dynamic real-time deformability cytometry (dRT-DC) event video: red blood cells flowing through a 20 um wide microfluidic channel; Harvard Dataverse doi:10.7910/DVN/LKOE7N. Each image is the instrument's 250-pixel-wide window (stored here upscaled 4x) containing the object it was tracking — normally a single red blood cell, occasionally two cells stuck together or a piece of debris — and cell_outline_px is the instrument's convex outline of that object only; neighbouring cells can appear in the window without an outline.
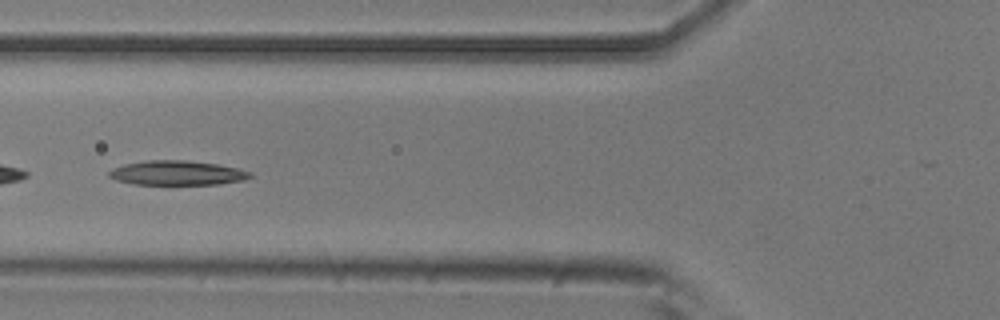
{"species": "common noctule bat (a hibernating species)", "species_latin": "Nyctalus noctula", "temperature_condition": "room temperature", "stored_images_in_passage": 3, "camera_frame_rate_fps": 3000, "um_per_image_px": 0.085, "animal": {"sex": "male", "body_mass_g": 20.5, "forearm_length_mm": 52.5}, "frame": {"image": 1, "passage_image": 3, "time_ms": 0.667, "image_size_px": [1000, 320], "cell_outline_px": [[252, 176], [244, 180], [220, 184], [132, 184], [116, 180], [108, 176], [108, 172], [112, 168], [124, 164], [144, 160], [184, 160], [216, 164], [236, 168], [252, 172]], "centroid_in_image_um": [15.02, 14.7], "position_along_channel_um": 110.8, "area_um2": 20.11}}